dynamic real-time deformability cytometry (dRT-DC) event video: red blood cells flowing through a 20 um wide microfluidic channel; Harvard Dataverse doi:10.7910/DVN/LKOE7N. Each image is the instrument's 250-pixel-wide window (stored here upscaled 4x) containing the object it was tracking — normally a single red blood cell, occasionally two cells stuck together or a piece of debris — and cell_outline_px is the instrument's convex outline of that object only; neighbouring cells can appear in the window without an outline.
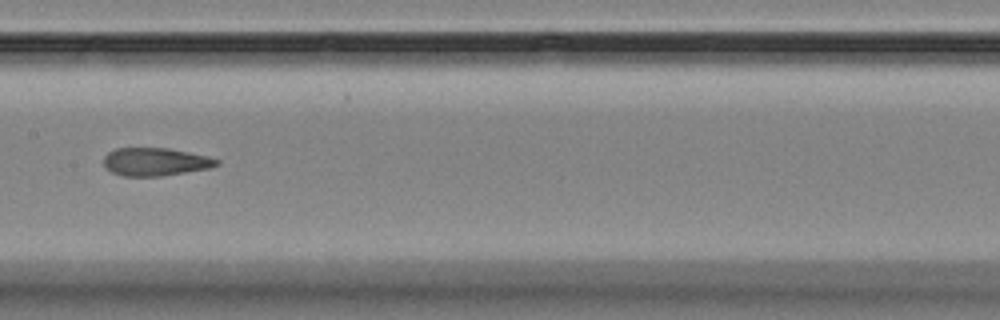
{"species": "Egyptian fruit bat (a non-hibernating species)", "species_latin": "Rousettus aegyptiacus", "temperature_condition": "room temperature", "stored_images_in_passage": 12, "camera_frame_rate_fps": 3000, "um_per_image_px": 0.085, "animal": {"sex": "female"}, "frame": {"image": 1, "passage_image": 5, "time_ms": 4.667, "image_size_px": [1000, 320], "cell_outline_px": [[220, 164], [208, 168], [164, 176], [124, 176], [112, 172], [104, 168], [104, 156], [108, 152], [116, 148], [168, 148], [208, 156], [220, 160]], "centroid_in_image_um": [13.19, 13.75], "position_along_channel_um": 194.2, "area_um2": 18.5}}
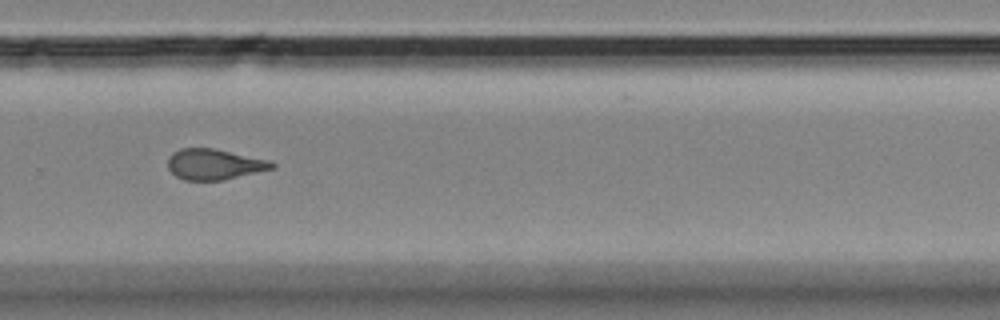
{"frame": {"image": 2, "passage_image": 8, "time_ms": 8.0, "image_size_px": [1000, 320], "cell_outline_px": [[276, 168], [224, 180], [184, 180], [176, 176], [168, 168], [168, 156], [172, 152], [180, 148], [216, 148], [272, 160], [276, 164]], "centroid_in_image_um": [18.26, 13.95], "position_along_channel_um": 311.5, "area_um2": 19.02}}
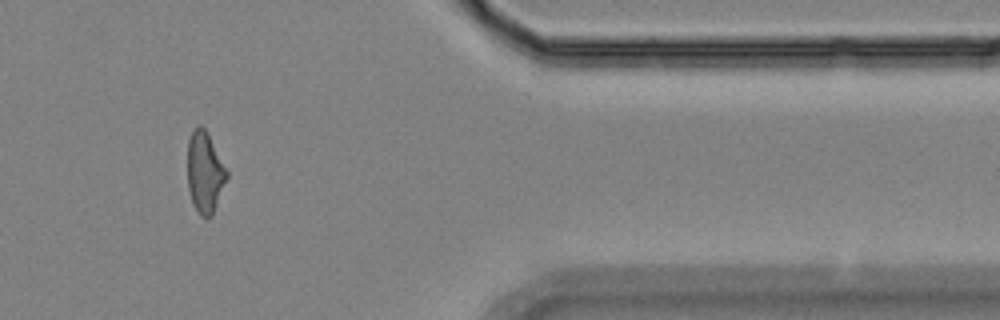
{"frame": {"image": 3, "passage_image": 10, "time_ms": 11.0, "image_size_px": [1000, 320], "cell_outline_px": [[228, 176], [212, 216], [200, 216], [192, 204], [188, 188], [188, 140], [192, 132], [200, 124], [204, 128], [228, 172]], "centroid_in_image_um": [17.4, 14.69], "position_along_channel_um": 394.0, "area_um2": 18.21}, "authors_computed_cell_mechanics": {"area_um2": 19.0162, "velocity_mm_per_s": 3.5389, "shape_relaxation_time_tau1_ms": null, "shape_relaxation_time_tau2_ms": 1.7485, "deformation_change_tau1": null, "deformation_change_tau2": 0.076}}